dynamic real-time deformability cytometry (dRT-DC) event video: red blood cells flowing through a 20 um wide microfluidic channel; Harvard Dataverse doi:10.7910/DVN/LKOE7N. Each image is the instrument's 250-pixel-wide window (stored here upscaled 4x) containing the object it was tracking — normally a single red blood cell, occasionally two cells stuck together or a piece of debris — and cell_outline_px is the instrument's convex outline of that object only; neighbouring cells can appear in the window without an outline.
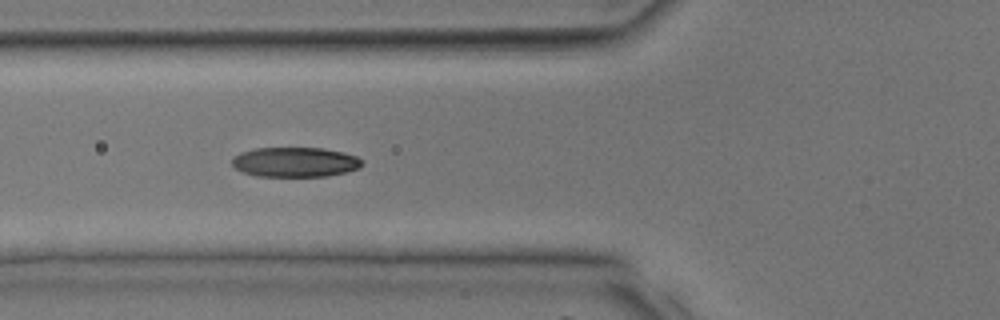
{"species": "common noctule bat (a hibernating species)", "species_latin": "Nyctalus noctula", "temperature_condition": "room temperature", "stored_images_in_passage": 28, "camera_frame_rate_fps": 3000, "um_per_image_px": 0.085, "animal": {"sex": "male", "body_mass_g": 17.9, "forearm_length_mm": 54.2}, "frame": {"image": 1, "passage_image": 5, "time_ms": 1.333, "image_size_px": [1000, 320], "cell_outline_px": [[364, 164], [360, 168], [328, 176], [256, 176], [244, 172], [236, 168], [232, 164], [232, 156], [240, 152], [252, 148], [324, 148], [344, 152], [356, 156], [364, 160]], "centroid_in_image_um": [25.1, 13.77], "position_along_channel_um": 100.7, "area_um2": 22.77}}
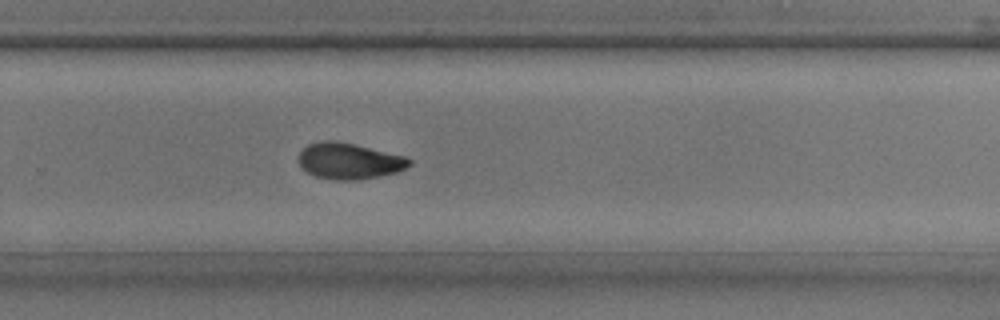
{"frame": {"image": 2, "passage_image": 16, "time_ms": 5.0, "image_size_px": [1000, 320], "cell_outline_px": [[412, 164], [396, 172], [380, 176], [356, 180], [336, 180], [316, 176], [308, 172], [300, 164], [300, 152], [308, 144], [324, 140], [336, 140], [404, 156], [412, 160]], "centroid_in_image_um": [29.69, 13.68], "position_along_channel_um": 300.1, "area_um2": 22.95}}
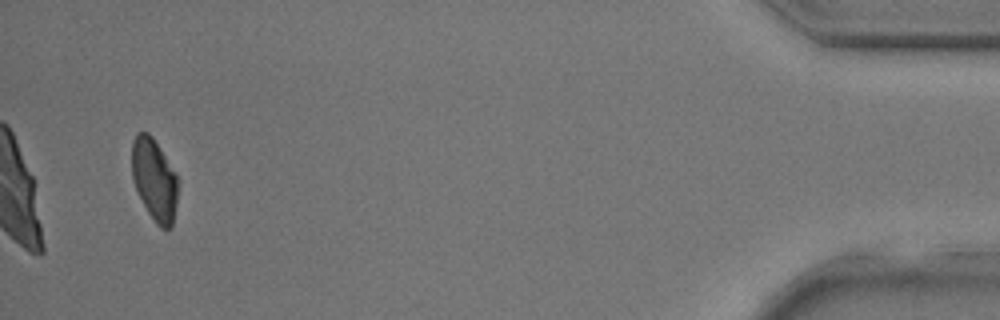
{"frame": {"image": 3, "passage_image": 27, "time_ms": 8.667, "image_size_px": [1000, 320], "cell_outline_px": [[176, 204], [172, 224], [168, 228], [160, 228], [156, 224], [148, 212], [136, 188], [132, 176], [132, 140], [136, 132], [148, 132], [152, 136], [176, 176]], "centroid_in_image_um": [13.08, 15.25], "position_along_channel_um": 422.1, "area_um2": 21.33}}